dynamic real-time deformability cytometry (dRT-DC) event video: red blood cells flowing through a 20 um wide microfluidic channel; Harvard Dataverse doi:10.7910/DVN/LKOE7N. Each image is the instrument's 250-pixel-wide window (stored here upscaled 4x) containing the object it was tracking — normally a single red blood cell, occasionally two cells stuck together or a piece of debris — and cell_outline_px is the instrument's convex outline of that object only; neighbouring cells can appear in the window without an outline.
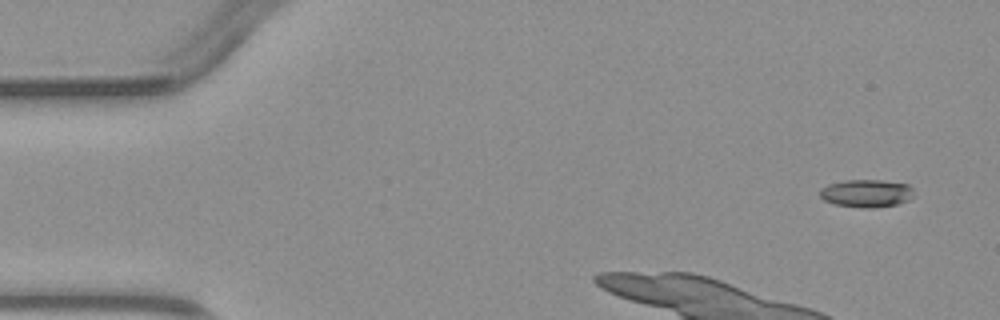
{"species": "common noctule bat (a hibernating species)", "species_latin": "Nyctalus noctula", "temperature_condition": "warm", "stored_images_in_passage": 5, "camera_frame_rate_fps": 3000, "um_per_image_px": 0.085, "animal": {"sex": "male", "body_mass_g": 23.1, "forearm_length_mm": 52.7}, "frame": {"image": 1, "passage_image": 1, "time_ms": 0.0, "image_size_px": [1000, 320], "cell_outline_px": [[912, 196], [908, 200], [896, 204], [872, 208], [860, 208], [836, 204], [824, 200], [820, 196], [820, 188], [828, 184], [844, 180], [880, 180], [908, 184], [912, 188]], "centroid_in_image_um": [73.62, 16.43], "position_along_channel_um": 11.4, "area_um2": 15.14}}
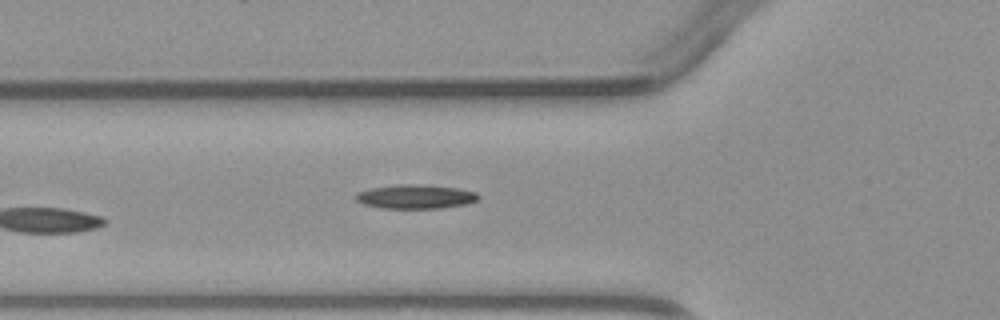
{"frame": {"image": 2, "passage_image": 5, "time_ms": 4.667, "image_size_px": [1000, 320], "cell_outline_px": [[480, 200], [468, 204], [440, 208], [380, 208], [364, 204], [356, 200], [356, 192], [368, 188], [400, 184], [424, 184], [456, 188], [476, 192], [480, 196]], "centroid_in_image_um": [35.34, 16.71], "position_along_channel_um": 90.5, "area_um2": 17.4}}